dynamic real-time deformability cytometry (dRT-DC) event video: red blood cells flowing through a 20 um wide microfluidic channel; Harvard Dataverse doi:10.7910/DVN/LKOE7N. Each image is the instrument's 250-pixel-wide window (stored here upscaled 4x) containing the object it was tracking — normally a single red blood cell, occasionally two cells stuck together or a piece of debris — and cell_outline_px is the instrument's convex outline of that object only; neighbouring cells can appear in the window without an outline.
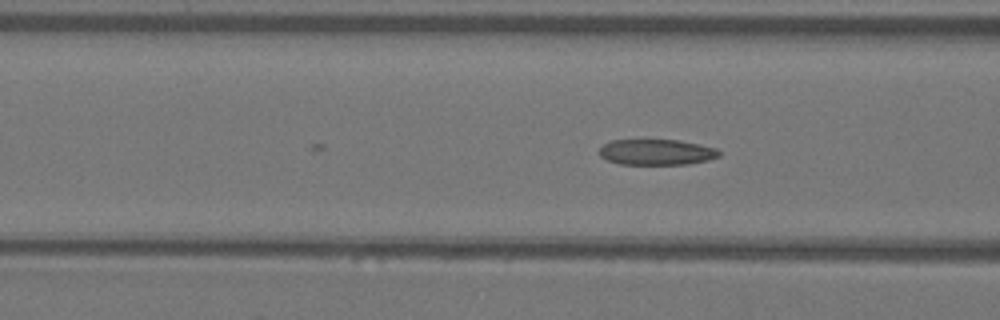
{"species": "Egyptian fruit bat (a non-hibernating species)", "species_latin": "Rousettus aegyptiacus", "temperature_condition": "warm", "stored_images_in_passage": 20, "camera_frame_rate_fps": 3000, "um_per_image_px": 0.085, "animal": {"sex": "female"}, "frame": {"image": 1, "passage_image": 20, "time_ms": 6.333, "image_size_px": [1000, 320], "cell_outline_px": [[720, 156], [708, 160], [688, 164], [620, 164], [608, 160], [600, 156], [600, 148], [604, 144], [612, 140], [676, 140], [700, 144], [716, 148], [720, 152]], "centroid_in_image_um": [55.82, 12.93], "position_along_channel_um": 110.8, "area_um2": 17.86}}